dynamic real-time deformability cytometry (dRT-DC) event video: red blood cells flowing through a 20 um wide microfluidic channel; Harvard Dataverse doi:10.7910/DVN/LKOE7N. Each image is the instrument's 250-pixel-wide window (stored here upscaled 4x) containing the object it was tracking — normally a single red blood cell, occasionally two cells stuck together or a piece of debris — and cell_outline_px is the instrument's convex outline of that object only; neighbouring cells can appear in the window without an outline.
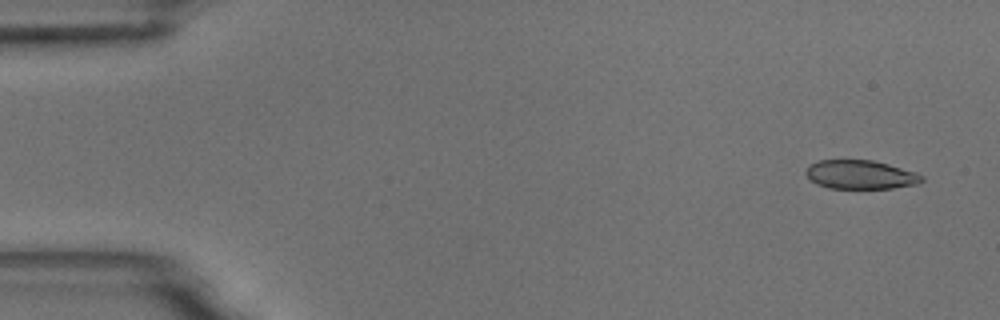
{"species": "common noctule bat (a hibernating species)", "species_latin": "Nyctalus noctula", "temperature_condition": "room temperature", "stored_images_in_passage": 3, "camera_frame_rate_fps": 3000, "um_per_image_px": 0.085, "animal": {"sex": "male", "body_mass_g": 18.8}, "frame": {"image": 1, "passage_image": 1, "time_ms": 0.0, "image_size_px": [1000, 320], "cell_outline_px": [[924, 180], [916, 184], [892, 188], [828, 188], [816, 184], [804, 172], [808, 164], [820, 160], [872, 160], [888, 164], [924, 176]], "centroid_in_image_um": [73.09, 14.84], "position_along_channel_um": 11.9, "area_um2": 19.31}}